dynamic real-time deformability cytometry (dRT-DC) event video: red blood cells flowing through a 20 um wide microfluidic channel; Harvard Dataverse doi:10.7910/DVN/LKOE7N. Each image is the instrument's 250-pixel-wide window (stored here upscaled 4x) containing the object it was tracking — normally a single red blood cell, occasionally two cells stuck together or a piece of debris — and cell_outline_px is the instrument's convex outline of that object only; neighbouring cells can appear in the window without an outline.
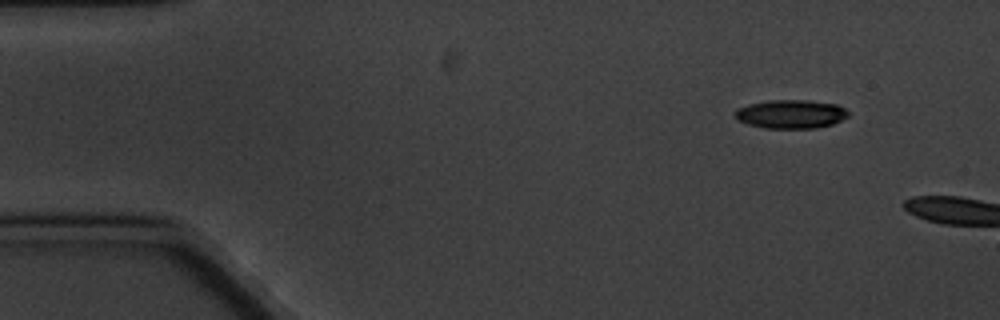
{"species": "common noctule bat (a hibernating species)", "species_latin": "Nyctalus noctula", "temperature_condition": "cold", "stored_images_in_passage": 4, "camera_frame_rate_fps": 3000, "um_per_image_px": 0.085, "animal": {"sex": "male", "body_mass_g": 20.1, "forearm_length_mm": 53.5}, "frame": {"image": 1, "passage_image": 1, "time_ms": 0.0, "image_size_px": [1000, 320], "cell_outline_px": [[848, 116], [832, 124], [816, 128], [764, 128], [748, 124], [736, 120], [736, 108], [748, 104], [768, 100], [808, 100], [836, 104], [844, 108], [848, 112]], "centroid_in_image_um": [67.2, 9.69], "position_along_channel_um": 17.8, "area_um2": 18.9}}